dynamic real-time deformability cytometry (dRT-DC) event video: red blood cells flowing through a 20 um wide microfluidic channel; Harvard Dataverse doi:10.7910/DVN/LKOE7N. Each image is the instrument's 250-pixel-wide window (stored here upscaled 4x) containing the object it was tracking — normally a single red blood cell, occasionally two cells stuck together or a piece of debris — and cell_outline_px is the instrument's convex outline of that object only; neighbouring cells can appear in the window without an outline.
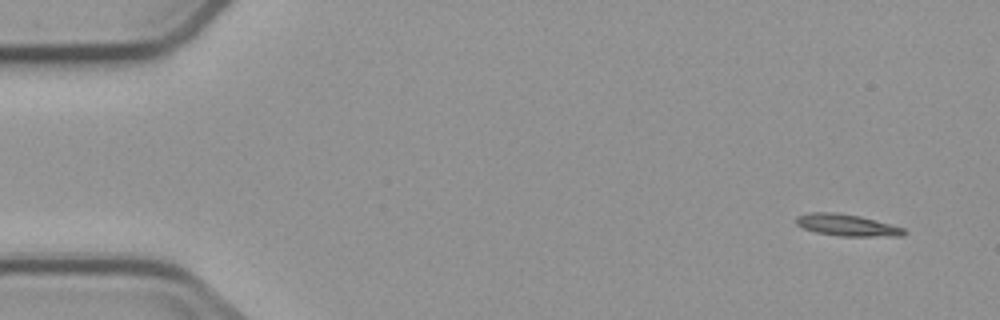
{"species": "common noctule bat (a hibernating species)", "species_latin": "Nyctalus noctula", "temperature_condition": "cold", "stored_images_in_passage": 5, "camera_frame_rate_fps": 3000, "um_per_image_px": 0.085, "animal": {"sex": "male", "body_mass_g": 23.1, "forearm_length_mm": 52.7}, "frame": {"image": 1, "passage_image": 1, "time_ms": 0.0, "image_size_px": [1000, 320], "cell_outline_px": [[908, 232], [904, 236], [840, 236], [816, 232], [804, 228], [796, 224], [796, 216], [808, 212], [836, 212], [860, 216], [904, 228]], "centroid_in_image_um": [71.99, 19.13], "position_along_channel_um": 13.0, "area_um2": 13.7}}